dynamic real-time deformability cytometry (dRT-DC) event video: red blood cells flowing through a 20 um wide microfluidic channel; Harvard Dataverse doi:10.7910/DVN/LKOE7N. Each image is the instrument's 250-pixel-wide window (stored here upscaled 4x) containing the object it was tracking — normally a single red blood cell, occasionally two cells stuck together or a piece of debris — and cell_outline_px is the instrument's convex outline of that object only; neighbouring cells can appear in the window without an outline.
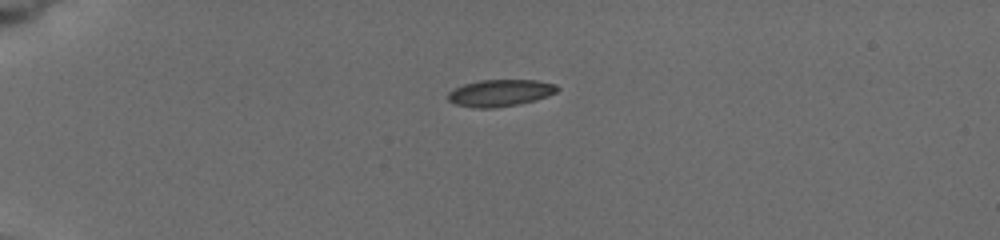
{"species": "common noctule bat (a hibernating species)", "species_latin": "Nyctalus noctula", "temperature_condition": "cold", "stored_images_in_passage": 6, "camera_frame_rate_fps": 3000, "um_per_image_px": 0.085, "animal": {"sex": "female", "body_mass_g": 19.5, "forearm_length_mm": 54.1}, "frame": {"image": 1, "passage_image": 1, "time_ms": 0.0, "image_size_px": [1000, 240], "cell_outline_px": [[560, 88], [556, 92], [548, 96], [516, 104], [496, 108], [476, 108], [456, 104], [448, 100], [448, 92], [464, 84], [480, 80], [536, 80], [556, 84]], "centroid_in_image_um": [42.52, 7.89], "position_along_channel_um": 42.5, "area_um2": 16.94}}
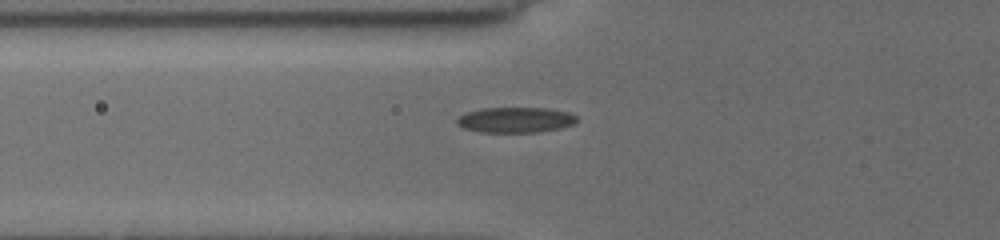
{"frame": {"image": 2, "passage_image": 5, "time_ms": 2.333, "image_size_px": [1000, 240], "cell_outline_px": [[576, 120], [572, 124], [560, 128], [536, 132], [480, 132], [464, 128], [456, 124], [456, 120], [460, 116], [468, 112], [484, 108], [548, 108], [568, 112], [576, 116]], "centroid_in_image_um": [43.8, 10.19], "position_along_channel_um": 82.0, "area_um2": 17.57}}